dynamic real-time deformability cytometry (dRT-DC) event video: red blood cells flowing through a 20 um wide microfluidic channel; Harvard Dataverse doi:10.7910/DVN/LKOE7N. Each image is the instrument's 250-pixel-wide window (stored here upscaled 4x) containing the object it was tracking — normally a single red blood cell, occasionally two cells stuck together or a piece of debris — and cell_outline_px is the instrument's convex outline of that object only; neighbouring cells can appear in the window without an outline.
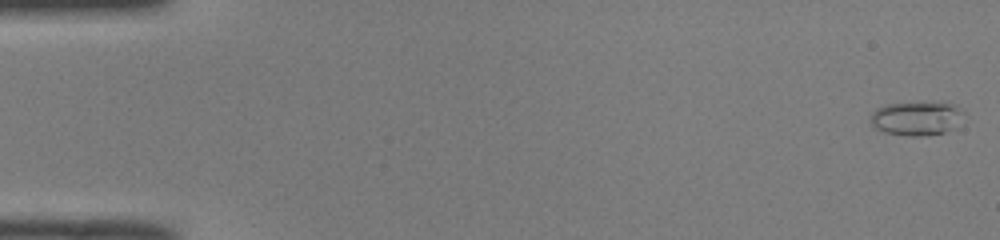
{"species": "common noctule bat (a hibernating species)", "species_latin": "Nyctalus noctula", "temperature_condition": "room temperature", "stored_images_in_passage": 49, "camera_frame_rate_fps": 3000, "um_per_image_px": 0.085, "animal": {"sex": "male", "body_mass_g": 19.0, "forearm_length_mm": 50.8}, "frame": {"image": 1, "passage_image": 1, "time_ms": 0.0, "image_size_px": [1000, 240], "cell_outline_px": [[956, 128], [944, 132], [928, 136], [908, 136], [884, 132], [876, 128], [872, 124], [872, 112], [876, 108], [884, 104], [940, 100], [956, 104]], "centroid_in_image_um": [77.83, 10.03], "position_along_channel_um": 7.2, "area_um2": 18.44}}
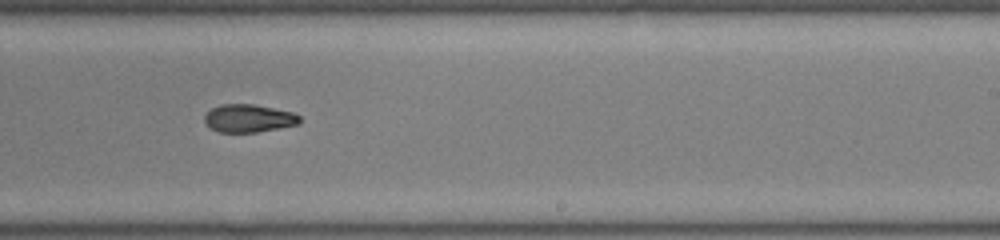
{"frame": {"image": 2, "passage_image": 32, "time_ms": 10.333, "image_size_px": [1000, 240], "cell_outline_px": [[300, 124], [280, 128], [256, 132], [220, 132], [212, 128], [204, 120], [204, 116], [212, 108], [220, 104], [256, 104], [292, 112], [300, 116]], "centroid_in_image_um": [21.17, 10.05], "position_along_channel_um": 267.8, "area_um2": 15.43}}
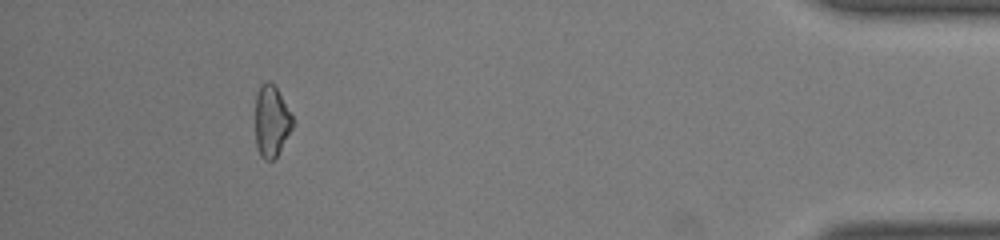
{"frame": {"image": 3, "passage_image": 47, "time_ms": 15.333, "image_size_px": [1000, 240], "cell_outline_px": [[292, 128], [276, 156], [272, 160], [264, 160], [260, 156], [256, 144], [256, 92], [260, 84], [268, 80], [276, 88], [292, 116]], "centroid_in_image_um": [23.04, 10.29], "position_along_channel_um": 412.2, "area_um2": 15.2}}